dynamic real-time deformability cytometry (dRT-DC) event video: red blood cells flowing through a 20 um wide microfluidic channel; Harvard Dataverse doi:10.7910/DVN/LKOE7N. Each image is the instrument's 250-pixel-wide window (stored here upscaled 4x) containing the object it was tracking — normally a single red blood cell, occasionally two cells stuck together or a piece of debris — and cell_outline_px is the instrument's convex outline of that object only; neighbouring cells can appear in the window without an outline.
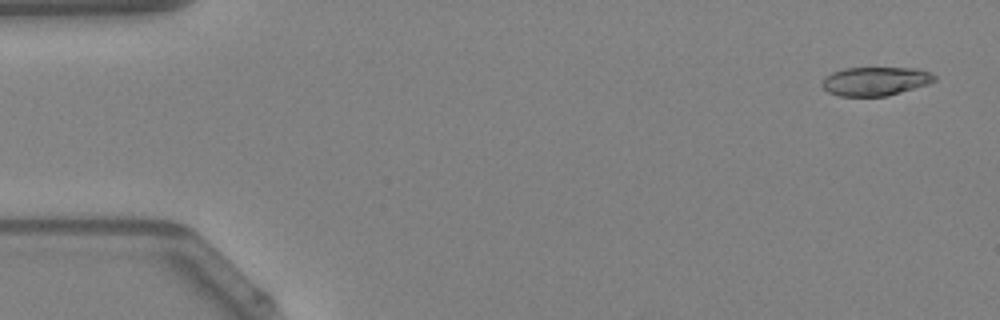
{"species": "Egyptian fruit bat (a non-hibernating species)", "species_latin": "Rousettus aegyptiacus", "temperature_condition": "warm", "stored_images_in_passage": 7, "camera_frame_rate_fps": 3000, "um_per_image_px": 0.085, "animal": {"sex": "female"}, "frame": {"image": 1, "passage_image": 2, "time_ms": 0.333, "image_size_px": [1000, 320], "cell_outline_px": [[936, 80], [928, 84], [888, 96], [840, 96], [828, 92], [820, 84], [824, 76], [832, 72], [844, 68], [920, 68], [936, 76]], "centroid_in_image_um": [74.39, 6.9], "position_along_channel_um": 10.6, "area_um2": 18.96}}